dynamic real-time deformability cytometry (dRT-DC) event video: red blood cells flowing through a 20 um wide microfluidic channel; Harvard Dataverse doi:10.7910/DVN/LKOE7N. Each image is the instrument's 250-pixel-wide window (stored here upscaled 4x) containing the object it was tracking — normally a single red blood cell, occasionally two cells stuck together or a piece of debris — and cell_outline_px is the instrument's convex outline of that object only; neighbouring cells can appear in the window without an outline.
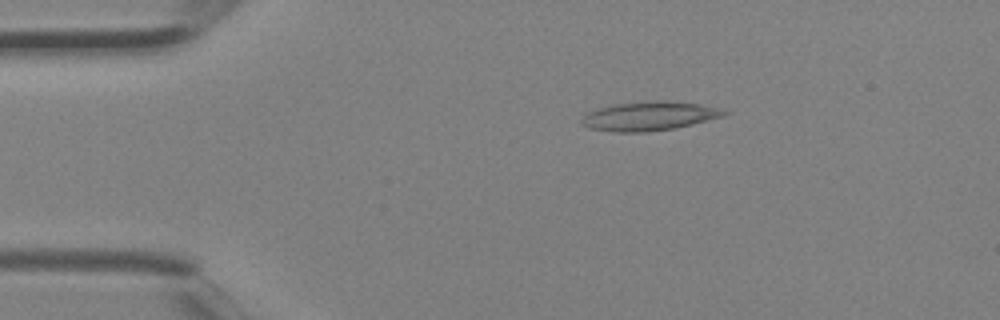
{"species": "Egyptian fruit bat (a non-hibernating species)", "species_latin": "Rousettus aegyptiacus", "temperature_condition": "room temperature", "stored_images_in_passage": 3, "camera_frame_rate_fps": 3000, "um_per_image_px": 0.085, "animal": {"sex": "female"}, "frame": {"image": 1, "passage_image": 2, "time_ms": 0.333, "image_size_px": [1000, 320], "cell_outline_px": [[732, 112], [724, 116], [692, 124], [672, 128], [644, 132], [616, 132], [588, 128], [580, 124], [580, 120], [588, 112], [596, 108], [612, 104], [656, 100], [668, 100], [700, 104]], "centroid_in_image_um": [55.15, 9.85], "position_along_channel_um": 29.9, "area_um2": 24.16}}